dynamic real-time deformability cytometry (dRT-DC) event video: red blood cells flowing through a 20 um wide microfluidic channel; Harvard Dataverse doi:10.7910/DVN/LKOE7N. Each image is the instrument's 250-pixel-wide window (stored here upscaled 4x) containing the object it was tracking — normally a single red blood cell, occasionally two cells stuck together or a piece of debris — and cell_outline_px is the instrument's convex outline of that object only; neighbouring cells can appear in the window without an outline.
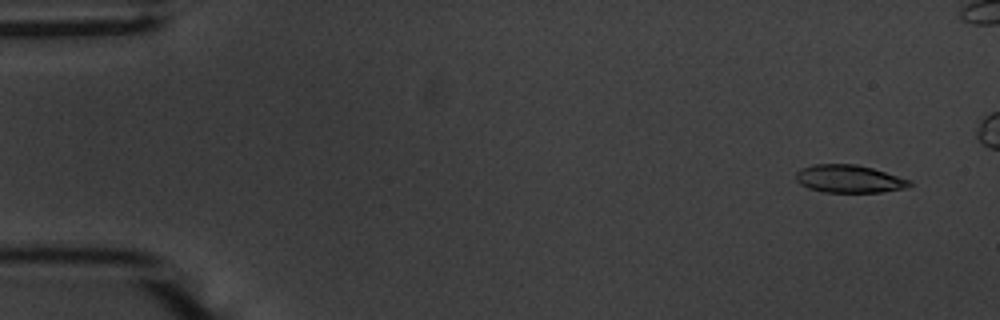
{"species": "common noctule bat (a hibernating species)", "species_latin": "Nyctalus noctula", "temperature_condition": "warm", "stored_images_in_passage": 54, "camera_frame_rate_fps": 3000, "um_per_image_px": 0.085, "animal": {"sex": "male", "body_mass_g": 20.1, "forearm_length_mm": 53.5}, "frame": {"image": 1, "passage_image": 1, "time_ms": 0.0, "image_size_px": [1000, 320], "cell_outline_px": [[912, 184], [904, 188], [880, 192], [824, 192], [808, 188], [800, 184], [796, 180], [796, 172], [800, 168], [812, 164], [856, 164], [872, 168], [912, 180]], "centroid_in_image_um": [72.15, 15.19], "position_along_channel_um": 12.9, "area_um2": 18.44}}
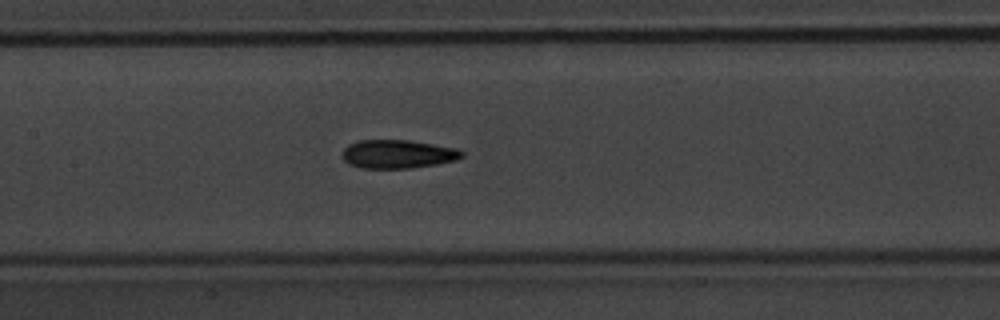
{"frame": {"image": 2, "passage_image": 24, "time_ms": 7.667, "image_size_px": [1000, 320], "cell_outline_px": [[464, 156], [456, 160], [436, 164], [408, 168], [360, 168], [348, 164], [340, 156], [344, 148], [348, 144], [360, 140], [408, 140], [456, 148], [464, 152]], "centroid_in_image_um": [33.77, 13.1], "position_along_channel_um": 173.6, "area_um2": 19.94}}
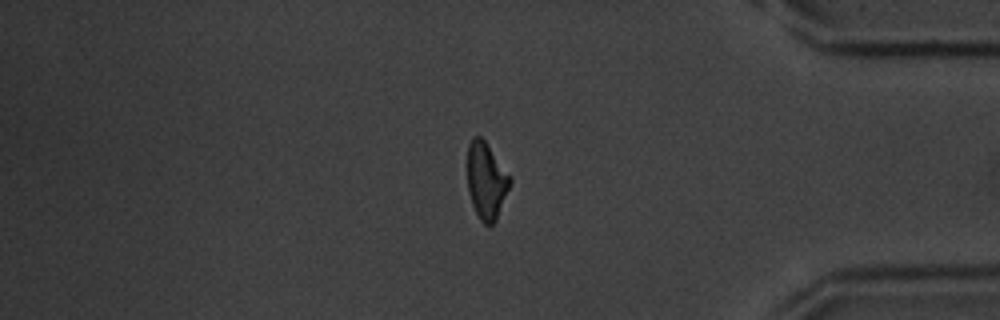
{"frame": {"image": 3, "passage_image": 44, "time_ms": 14.333, "image_size_px": [1000, 320], "cell_outline_px": [[512, 184], [496, 220], [492, 224], [484, 224], [480, 220], [472, 204], [468, 192], [468, 144], [472, 136], [480, 136], [484, 140], [512, 180]], "centroid_in_image_um": [41.33, 15.38], "position_along_channel_um": 393.9, "area_um2": 18.84}, "authors_computed_cell_mechanics": {"area_um2": 19.3919, "velocity_mm_per_s": 3.6842, "shape_relaxation_time_tau1_ms": 5.7777, "shape_relaxation_time_tau2_ms": 3.7211, "deformation_change_tau1": 0.1892, "deformation_change_tau2": 0.1288}}